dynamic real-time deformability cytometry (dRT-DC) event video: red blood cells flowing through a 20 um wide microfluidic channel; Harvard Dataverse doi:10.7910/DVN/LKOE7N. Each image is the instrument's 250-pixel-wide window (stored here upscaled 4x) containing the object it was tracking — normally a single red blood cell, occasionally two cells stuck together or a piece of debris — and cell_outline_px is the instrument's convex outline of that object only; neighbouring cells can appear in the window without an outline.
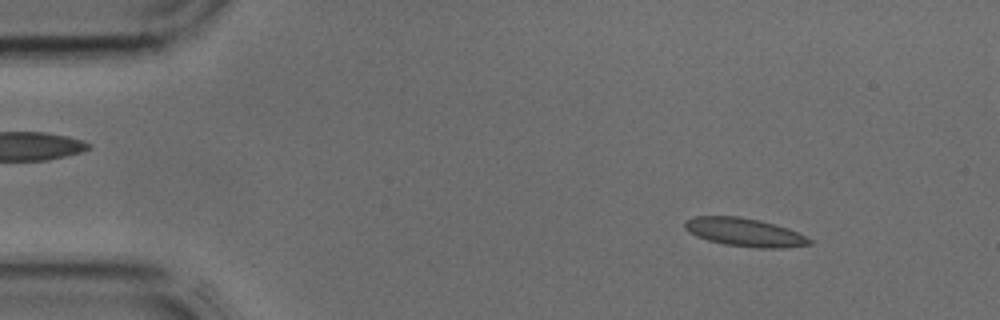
{"species": "common noctule bat (a hibernating species)", "species_latin": "Nyctalus noctula", "temperature_condition": "cold", "stored_images_in_passage": 42, "camera_frame_rate_fps": 3000, "um_per_image_px": 0.085, "animal": {"sex": "male", "body_mass_g": 17.9, "forearm_length_mm": 54.2}, "frame": {"image": 1, "passage_image": 4, "time_ms": 1.0, "image_size_px": [1000, 320], "cell_outline_px": [[812, 244], [780, 248], [756, 248], [724, 244], [708, 240], [696, 236], [688, 232], [684, 228], [684, 220], [692, 216], [736, 216], [760, 220], [788, 228], [812, 240]], "centroid_in_image_um": [63.23, 19.73], "position_along_channel_um": 21.8, "area_um2": 20.58}}
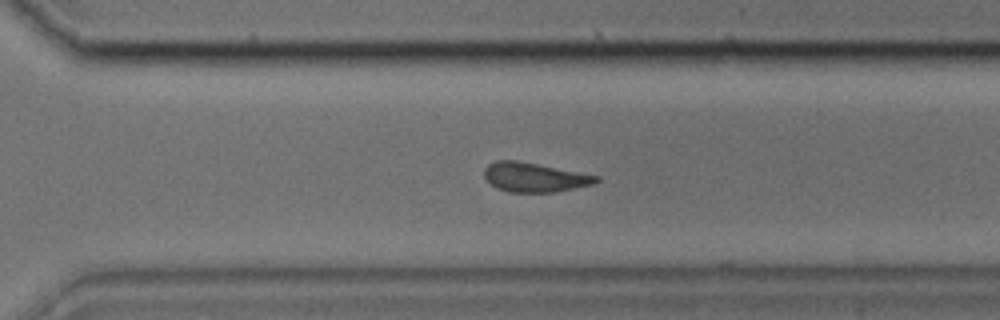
{"frame": {"image": 2, "passage_image": 28, "time_ms": 9.0, "image_size_px": [1000, 320], "cell_outline_px": [[600, 180], [592, 184], [556, 192], [508, 192], [496, 188], [484, 176], [484, 168], [488, 164], [496, 160], [520, 160], [600, 176]], "centroid_in_image_um": [45.42, 15.05], "position_along_channel_um": 325.2, "area_um2": 19.25}}
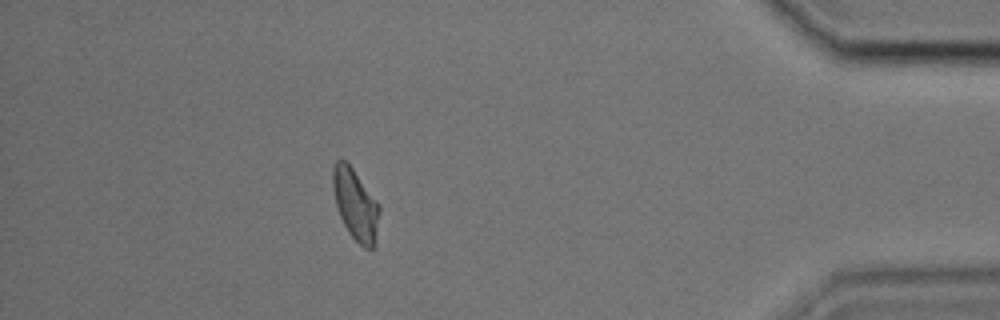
{"frame": {"image": 3, "passage_image": 36, "time_ms": 11.667, "image_size_px": [1000, 320], "cell_outline_px": [[380, 212], [376, 244], [372, 248], [364, 248], [348, 232], [340, 216], [336, 204], [332, 188], [332, 168], [336, 160], [344, 160], [352, 168], [380, 204]], "centroid_in_image_um": [30.23, 17.39], "position_along_channel_um": 405.0, "area_um2": 19.36}}